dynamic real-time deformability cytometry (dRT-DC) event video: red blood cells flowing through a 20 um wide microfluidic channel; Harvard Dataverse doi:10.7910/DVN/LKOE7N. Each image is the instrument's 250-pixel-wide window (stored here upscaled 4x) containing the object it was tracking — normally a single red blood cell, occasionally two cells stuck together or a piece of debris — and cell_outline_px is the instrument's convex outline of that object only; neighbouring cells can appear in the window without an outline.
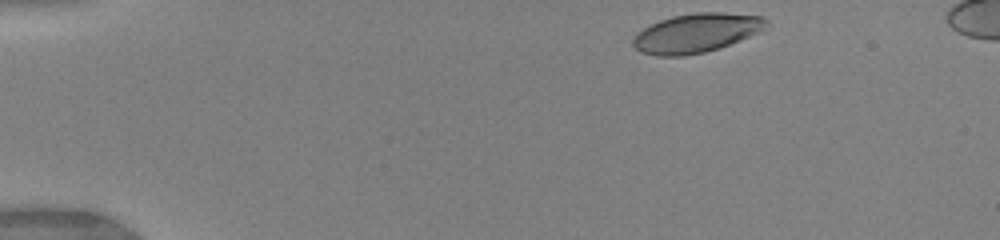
{"species": "human", "species_latin": "Homo sapiens", "temperature_condition": "warm", "stored_images_in_passage": 19, "camera_frame_rate_fps": 3000, "um_per_image_px": 0.085, "donor": {"sex": "female"}, "frame": {"image": 1, "passage_image": 1, "time_ms": 0.0, "image_size_px": [1000, 240], "cell_outline_px": [[772, 24], [768, 28], [760, 32], [720, 48], [704, 52], [684, 56], [656, 56], [640, 52], [632, 44], [632, 40], [644, 28], [660, 20], [672, 16], [696, 12], [720, 12], [760, 16], [768, 20]], "centroid_in_image_um": [59.24, 2.8], "position_along_channel_um": 25.8, "area_um2": 30.46}}
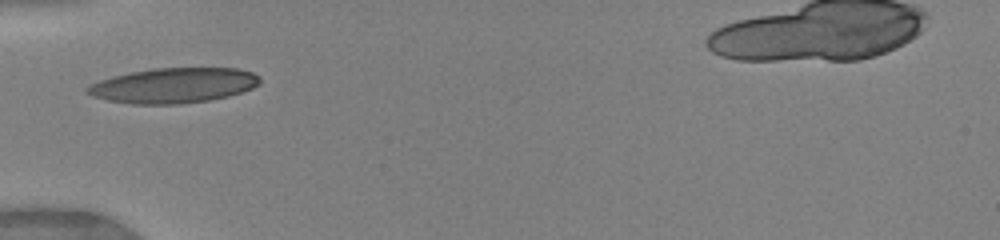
{"frame": {"image": 2, "passage_image": 9, "time_ms": 3.333, "image_size_px": [1000, 240], "cell_outline_px": [[260, 84], [252, 88], [228, 96], [208, 100], [180, 104], [132, 104], [108, 100], [92, 96], [84, 92], [84, 88], [100, 80], [112, 76], [152, 68], [236, 68], [252, 72], [260, 76]], "centroid_in_image_um": [14.74, 7.26], "position_along_channel_um": 70.3, "area_um2": 35.32}}